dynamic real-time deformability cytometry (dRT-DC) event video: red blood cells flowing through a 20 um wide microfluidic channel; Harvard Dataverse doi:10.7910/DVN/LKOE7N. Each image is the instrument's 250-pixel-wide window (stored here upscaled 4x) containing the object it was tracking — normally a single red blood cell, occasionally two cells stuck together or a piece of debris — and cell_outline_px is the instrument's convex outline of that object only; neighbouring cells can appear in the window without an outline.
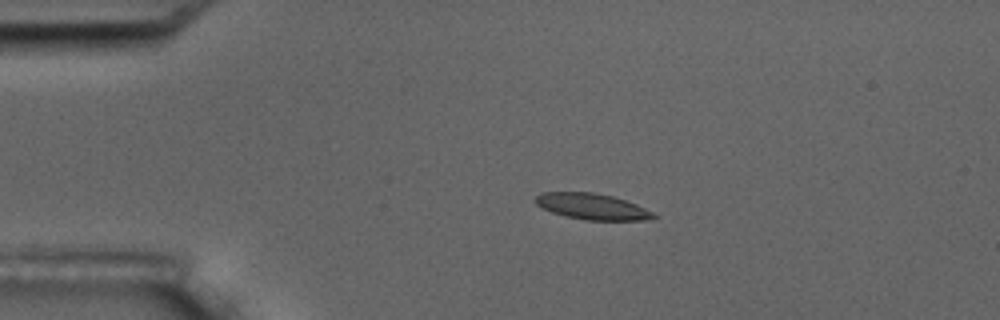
{"species": "common noctule bat (a hibernating species)", "species_latin": "Nyctalus noctula", "temperature_condition": "room temperature", "stored_images_in_passage": 3, "camera_frame_rate_fps": 3000, "um_per_image_px": 0.085, "animal": {"sex": "male", "body_mass_g": 17.5, "forearm_length_mm": 52.3}, "frame": {"image": 1, "passage_image": 1, "time_ms": 0.0, "image_size_px": [1000, 320], "cell_outline_px": [[656, 216], [644, 220], [584, 220], [564, 216], [552, 212], [536, 204], [532, 200], [540, 192], [592, 192], [612, 196], [636, 204], [652, 212]], "centroid_in_image_um": [50.26, 17.55], "position_along_channel_um": 34.7, "area_um2": 17.8}}
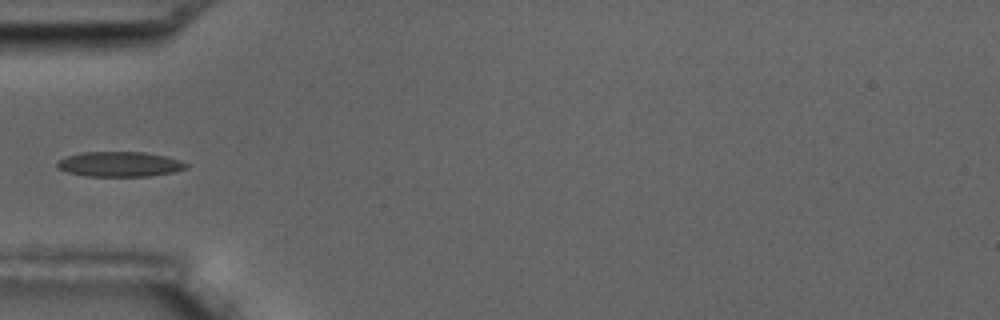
{"frame": {"image": 2, "passage_image": 3, "time_ms": 2.333, "image_size_px": [1000, 320], "cell_outline_px": [[188, 168], [176, 172], [148, 176], [84, 176], [68, 172], [56, 168], [56, 160], [64, 156], [80, 152], [144, 152], [164, 156], [180, 160], [188, 164]], "centroid_in_image_um": [10.13, 13.95], "position_along_channel_um": 74.9, "area_um2": 19.07}}